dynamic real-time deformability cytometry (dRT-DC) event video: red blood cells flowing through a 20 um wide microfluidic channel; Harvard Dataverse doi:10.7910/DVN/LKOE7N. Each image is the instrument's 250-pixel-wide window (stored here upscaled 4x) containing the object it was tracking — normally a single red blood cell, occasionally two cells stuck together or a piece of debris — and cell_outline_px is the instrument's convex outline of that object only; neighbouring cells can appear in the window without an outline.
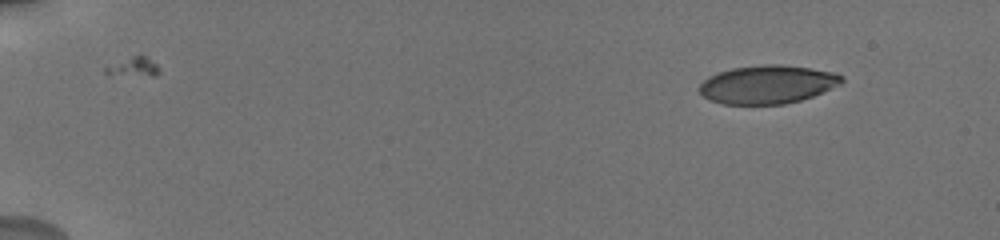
{"species": "human", "species_latin": "Homo sapiens", "temperature_condition": "cold", "stored_images_in_passage": 28, "camera_frame_rate_fps": 3000, "um_per_image_px": 0.085, "donor": {"sex": "male"}, "frame": {"image": 1, "passage_image": 1, "time_ms": 0.0, "image_size_px": [1000, 240], "cell_outline_px": [[844, 80], [840, 84], [812, 96], [800, 100], [784, 104], [724, 104], [708, 100], [696, 88], [708, 76], [732, 68], [764, 64], [780, 64], [836, 72], [844, 76]], "centroid_in_image_um": [65.22, 7.17], "position_along_channel_um": 19.8, "area_um2": 31.85}}
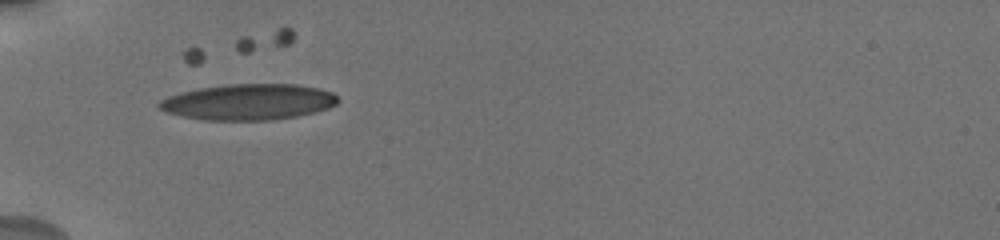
{"frame": {"image": 2, "passage_image": 6, "time_ms": 4.667, "image_size_px": [1000, 240], "cell_outline_px": [[340, 100], [336, 104], [328, 108], [316, 112], [296, 116], [272, 120], [200, 120], [164, 112], [156, 104], [160, 100], [168, 96], [200, 88], [228, 84], [296, 84], [316, 88], [332, 92]], "centroid_in_image_um": [21.11, 8.67], "position_along_channel_um": 63.9, "area_um2": 37.45}}